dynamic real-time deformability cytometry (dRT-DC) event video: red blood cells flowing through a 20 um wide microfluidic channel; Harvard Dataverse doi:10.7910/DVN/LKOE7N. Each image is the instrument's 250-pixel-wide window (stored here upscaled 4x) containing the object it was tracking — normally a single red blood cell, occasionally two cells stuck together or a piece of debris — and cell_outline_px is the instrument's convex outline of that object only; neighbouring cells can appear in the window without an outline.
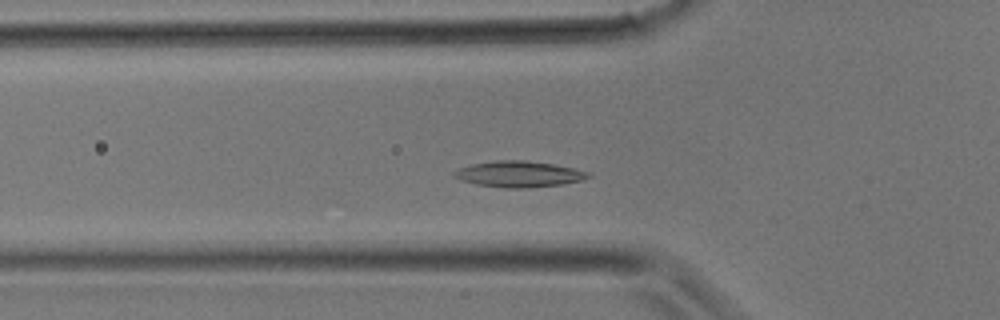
{"species": "common noctule bat (a hibernating species)", "species_latin": "Nyctalus noctula", "temperature_condition": "room temperature", "stored_images_in_passage": 12, "camera_frame_rate_fps": 3000, "um_per_image_px": 0.085, "animal": {"sex": "male", "body_mass_g": 17.9}, "frame": {"image": 1, "passage_image": 8, "time_ms": 2.333, "image_size_px": [1000, 320], "cell_outline_px": [[592, 176], [584, 180], [560, 184], [528, 188], [504, 188], [476, 184], [460, 180], [452, 176], [452, 172], [460, 168], [472, 164], [496, 160], [524, 160], [552, 164], [572, 168], [588, 172]], "centroid_in_image_um": [44.08, 14.8], "position_along_channel_um": 81.7, "area_um2": 20.29}}
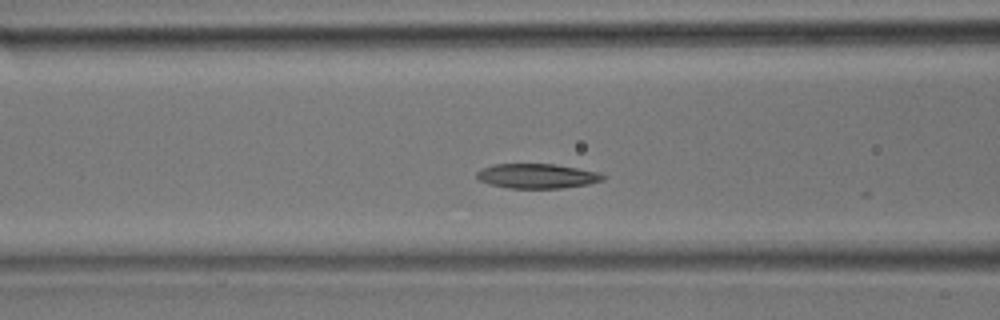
{"frame": {"image": 2, "passage_image": 10, "time_ms": 3.0, "image_size_px": [1000, 320], "cell_outline_px": [[608, 176], [604, 180], [588, 184], [560, 188], [508, 188], [488, 184], [476, 180], [476, 172], [480, 168], [492, 164], [556, 164], [600, 172]], "centroid_in_image_um": [45.63, 14.96], "position_along_channel_um": 121.0, "area_um2": 18.5}}